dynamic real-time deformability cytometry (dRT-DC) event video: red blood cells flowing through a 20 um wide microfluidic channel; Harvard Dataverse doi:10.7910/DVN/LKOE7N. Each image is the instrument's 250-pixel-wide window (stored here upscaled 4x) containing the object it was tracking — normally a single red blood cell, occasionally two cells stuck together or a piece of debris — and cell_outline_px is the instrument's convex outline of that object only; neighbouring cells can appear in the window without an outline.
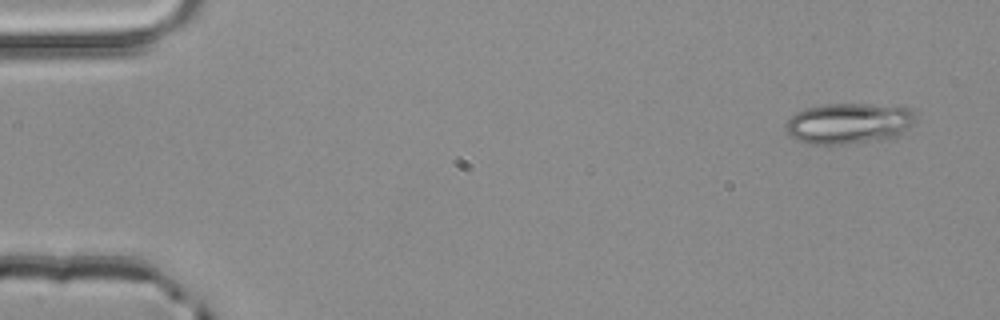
{"species": "common noctule bat (a hibernating species)", "species_latin": "Nyctalus noctula", "temperature_condition": "room temperature", "stored_images_in_passage": 4, "camera_frame_rate_fps": 3000, "um_per_image_px": 0.085, "animal": {"sex": "male", "body_mass_g": 20.4}, "frame": {"image": 1, "passage_image": 1, "time_ms": 0.0, "image_size_px": [1000, 320], "cell_outline_px": [[916, 116], [912, 124], [908, 128], [896, 136], [888, 140], [844, 144], [808, 144], [792, 136], [788, 132], [784, 124], [796, 112], [808, 108], [824, 104], [868, 104], [912, 108]], "centroid_in_image_um": [72.18, 10.49], "position_along_channel_um": 12.8, "area_um2": 30.87}}
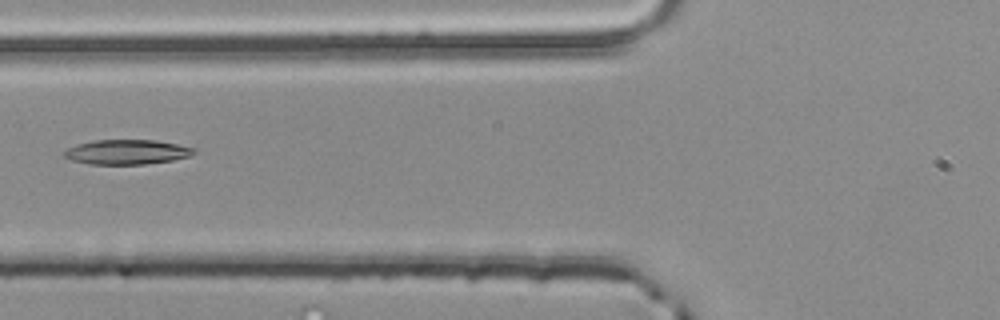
{"frame": {"image": 2, "passage_image": 4, "time_ms": 1.0, "image_size_px": [1000, 320], "cell_outline_px": [[196, 152], [192, 156], [172, 160], [144, 164], [88, 164], [72, 160], [64, 156], [64, 152], [68, 148], [76, 144], [96, 140], [156, 140], [196, 148]], "centroid_in_image_um": [10.81, 12.92], "position_along_channel_um": 115.0, "area_um2": 18.67}}